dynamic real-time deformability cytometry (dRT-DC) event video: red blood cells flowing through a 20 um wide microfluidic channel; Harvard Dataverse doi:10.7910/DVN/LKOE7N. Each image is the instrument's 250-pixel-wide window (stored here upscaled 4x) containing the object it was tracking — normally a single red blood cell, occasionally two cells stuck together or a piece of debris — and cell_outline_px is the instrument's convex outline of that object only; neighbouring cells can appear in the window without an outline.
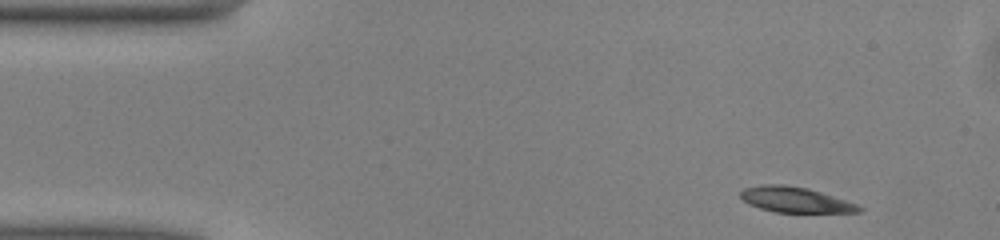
{"species": "common noctule bat (a hibernating species)", "species_latin": "Nyctalus noctula", "temperature_condition": "warm", "stored_images_in_passage": 46, "camera_frame_rate_fps": 3000, "um_per_image_px": 0.085, "animal": {"sex": "male", "body_mass_g": 13.0, "forearm_length_mm": 53.1}, "frame": {"image": 1, "passage_image": 1, "time_ms": 0.0, "image_size_px": [1000, 240], "cell_outline_px": [[864, 208], [860, 212], [776, 212], [760, 208], [748, 204], [740, 196], [740, 192], [744, 188], [760, 184], [784, 184], [808, 188], [856, 204]], "centroid_in_image_um": [67.55, 16.97], "position_along_channel_um": 17.4, "area_um2": 17.4}}
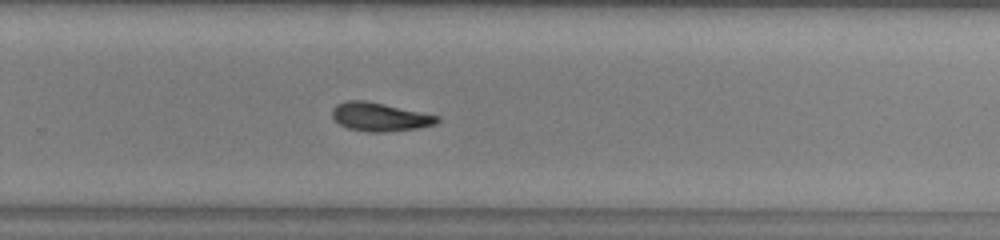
{"frame": {"image": 2, "passage_image": 28, "time_ms": 9.0, "image_size_px": [1000, 240], "cell_outline_px": [[440, 120], [436, 124], [416, 128], [384, 132], [368, 132], [348, 128], [340, 124], [332, 116], [332, 108], [336, 104], [348, 100], [364, 100], [384, 104], [440, 116]], "centroid_in_image_um": [32.27, 9.93], "position_along_channel_um": 297.5, "area_um2": 17.34}}
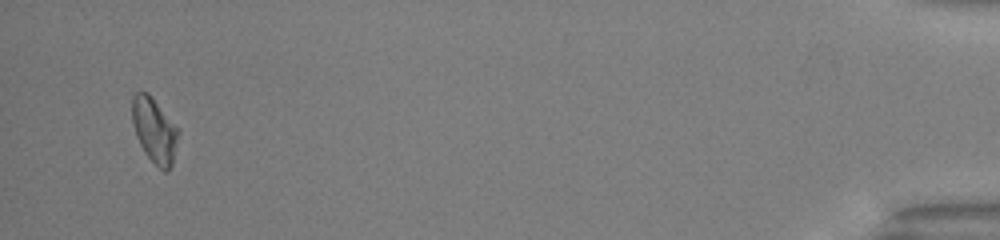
{"frame": {"image": 3, "passage_image": 44, "time_ms": 14.333, "image_size_px": [1000, 240], "cell_outline_px": [[180, 132], [172, 164], [168, 172], [164, 172], [144, 152], [136, 136], [132, 124], [132, 96], [136, 92], [148, 92]], "centroid_in_image_um": [13.11, 11.08], "position_along_channel_um": 422.1, "area_um2": 17.28}, "authors_computed_cell_mechanics": {"area_um2": 17.629, "velocity_mm_per_s": 4.0709, "shape_relaxation_time_tau1_ms": 3.5796, "shape_relaxation_time_tau2_ms": 7.7124, "deformation_change_tau1": 0.1102, "deformation_change_tau2": 0.1453}}